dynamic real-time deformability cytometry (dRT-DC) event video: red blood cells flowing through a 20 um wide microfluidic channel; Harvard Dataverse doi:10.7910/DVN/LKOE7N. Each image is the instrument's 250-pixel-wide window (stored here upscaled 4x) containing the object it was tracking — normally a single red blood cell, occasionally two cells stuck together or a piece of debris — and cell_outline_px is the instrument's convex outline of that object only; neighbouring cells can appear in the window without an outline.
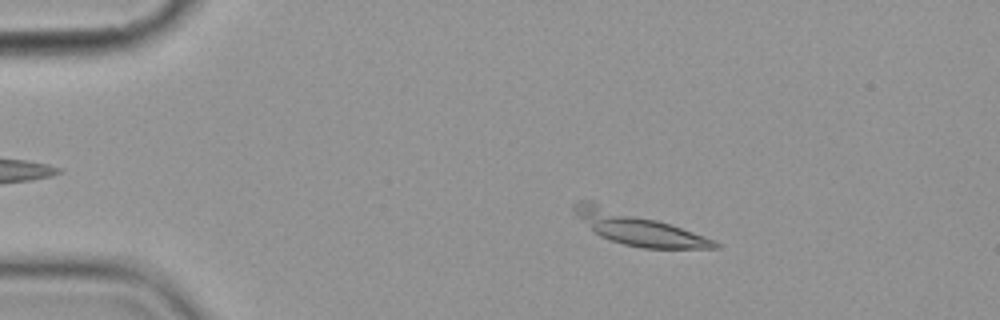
{"species": "common noctule bat (a hibernating species)", "species_latin": "Nyctalus noctula", "temperature_condition": "cold", "stored_images_in_passage": 7, "camera_frame_rate_fps": 3000, "um_per_image_px": 0.085, "animal": {"sex": "female", "body_mass_g": 19.9}, "frame": {"image": 1, "passage_image": 4, "time_ms": 3.333, "image_size_px": [1000, 320], "cell_outline_px": [[724, 244], [720, 248], [640, 248], [624, 244], [600, 236], [576, 216], [572, 208], [572, 204], [584, 200], [592, 200], [656, 220], [716, 240]], "centroid_in_image_um": [54.19, 19.41], "position_along_channel_um": 30.8, "area_um2": 25.95}}
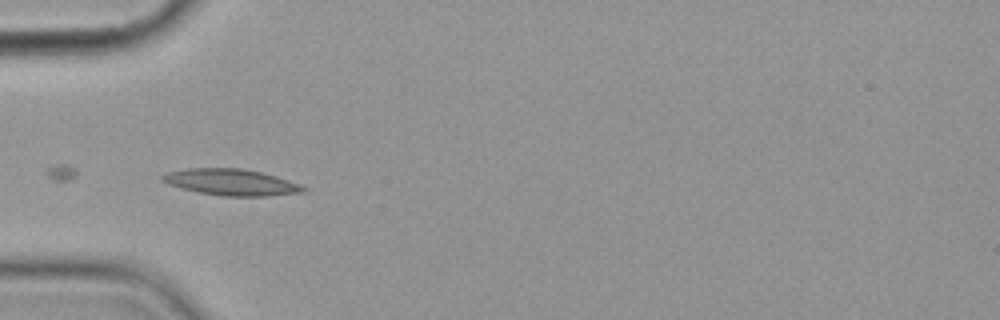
{"frame": {"image": 2, "passage_image": 6, "time_ms": 6.0, "image_size_px": [1000, 320], "cell_outline_px": [[308, 192], [264, 196], [224, 196], [200, 192], [180, 188], [168, 184], [160, 180], [160, 176], [168, 172], [188, 168], [240, 168], [260, 172], [276, 176], [300, 184], [308, 188]], "centroid_in_image_um": [19.67, 15.49], "position_along_channel_um": 65.3, "area_um2": 21.68}}
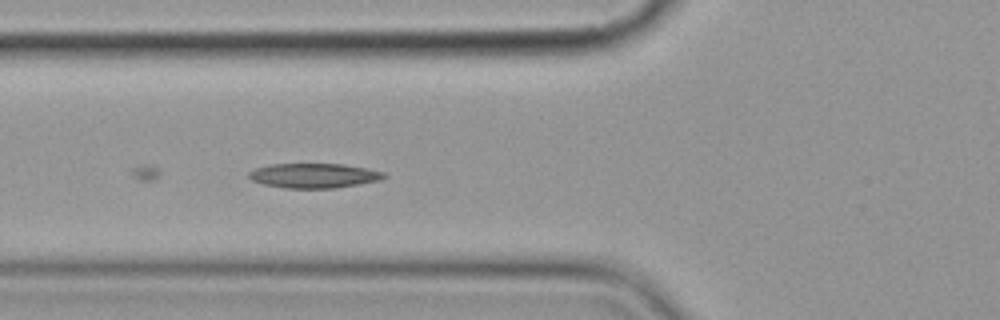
{"frame": {"image": 3, "passage_image": 7, "time_ms": 7.0, "image_size_px": [1000, 320], "cell_outline_px": [[388, 176], [380, 180], [336, 188], [284, 188], [264, 184], [252, 180], [248, 176], [248, 172], [256, 168], [272, 164], [344, 164], [368, 168], [384, 172]], "centroid_in_image_um": [26.71, 14.92], "position_along_channel_um": 99.1, "area_um2": 19.42}}